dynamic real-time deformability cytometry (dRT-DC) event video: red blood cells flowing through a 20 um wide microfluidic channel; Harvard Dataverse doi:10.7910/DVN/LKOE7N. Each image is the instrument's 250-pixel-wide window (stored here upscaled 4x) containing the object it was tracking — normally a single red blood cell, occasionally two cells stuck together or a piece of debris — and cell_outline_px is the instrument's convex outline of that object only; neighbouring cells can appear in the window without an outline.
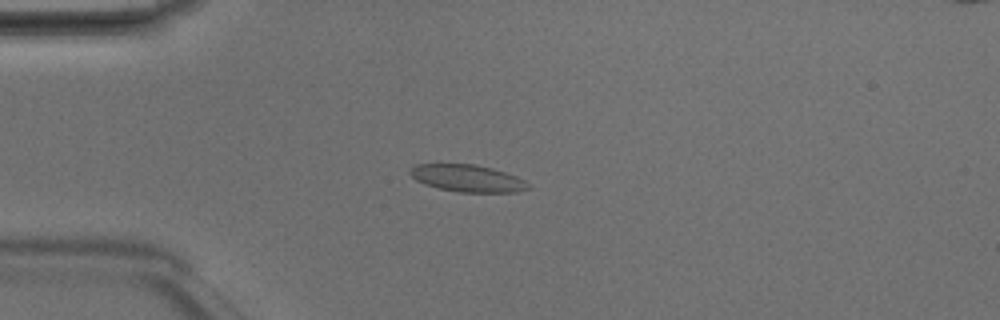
{"species": "Egyptian fruit bat (a non-hibernating species)", "species_latin": "Rousettus aegyptiacus", "temperature_condition": "room temperature", "stored_images_in_passage": 39, "camera_frame_rate_fps": 3000, "um_per_image_px": 0.085, "animal": {"sex": "male"}, "frame": {"image": 1, "passage_image": 3, "time_ms": 0.667, "image_size_px": [1000, 320], "cell_outline_px": [[532, 188], [516, 192], [460, 192], [440, 188], [424, 184], [416, 180], [408, 172], [416, 164], [476, 164], [492, 168], [516, 176], [532, 184]], "centroid_in_image_um": [39.78, 15.15], "position_along_channel_um": 45.2, "area_um2": 18.67}}
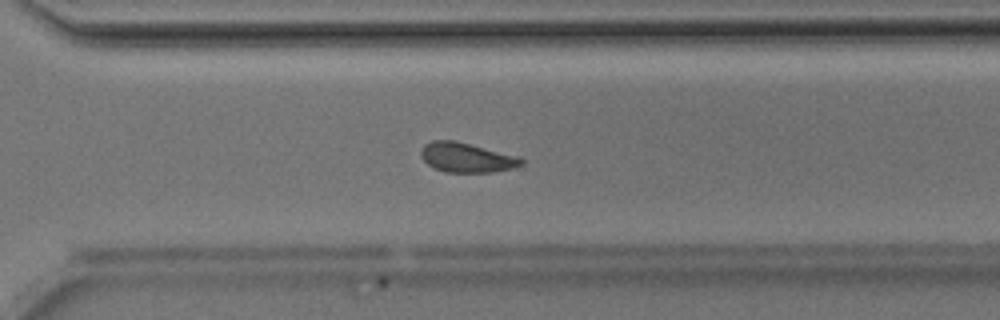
{"frame": {"image": 2, "passage_image": 25, "time_ms": 8.0, "image_size_px": [1000, 320], "cell_outline_px": [[524, 164], [512, 168], [492, 172], [448, 172], [432, 168], [420, 156], [420, 152], [424, 144], [432, 140], [456, 140], [520, 156], [524, 160]], "centroid_in_image_um": [39.67, 13.38], "position_along_channel_um": 330.9, "area_um2": 17.57}}
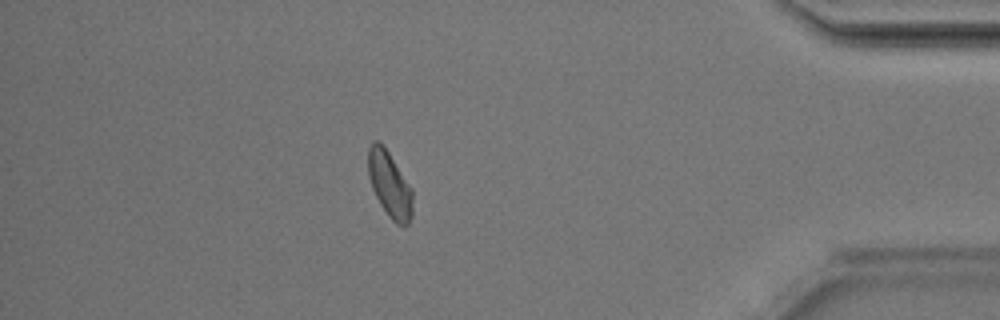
{"frame": {"image": 3, "passage_image": 33, "time_ms": 10.667, "image_size_px": [1000, 320], "cell_outline_px": [[412, 216], [408, 224], [396, 224], [388, 216], [380, 204], [372, 188], [368, 176], [368, 148], [372, 140], [380, 140], [384, 144], [412, 188]], "centroid_in_image_um": [33.1, 15.62], "position_along_channel_um": 402.1, "area_um2": 17.28}, "authors_computed_cell_mechanics": {"area_um2": 17.3978, "velocity_mm_per_s": 4.171, "shape_relaxation_time_tau1_ms": 3.1215, "shape_relaxation_time_tau2_ms": 1.7835, "deformation_change_tau1": 0.0968, "deformation_change_tau2": 0.0652}}